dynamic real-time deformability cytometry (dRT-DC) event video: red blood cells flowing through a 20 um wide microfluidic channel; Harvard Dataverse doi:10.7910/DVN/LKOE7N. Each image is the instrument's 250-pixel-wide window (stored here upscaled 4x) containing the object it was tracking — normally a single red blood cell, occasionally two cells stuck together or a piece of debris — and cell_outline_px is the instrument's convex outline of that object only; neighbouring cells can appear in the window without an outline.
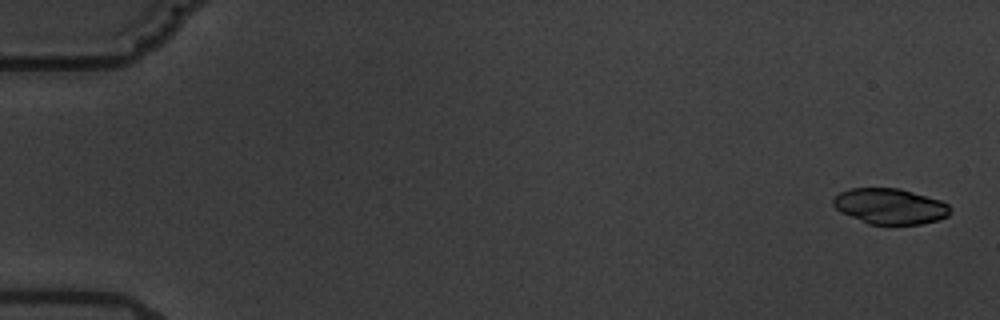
{"species": "common noctule bat (a hibernating species)", "species_latin": "Nyctalus noctula", "temperature_condition": "warm", "stored_images_in_passage": 4, "camera_frame_rate_fps": 3000, "um_per_image_px": 0.085, "animal": {"sex": "male", "body_mass_g": 19.5, "forearm_length_mm": 54.6}, "frame": {"image": 1, "passage_image": 1, "time_ms": 0.0, "image_size_px": [1000, 320], "cell_outline_px": [[952, 208], [948, 216], [936, 220], [920, 224], [868, 224], [840, 212], [832, 204], [832, 200], [840, 192], [848, 188], [900, 188], [940, 200], [948, 204]], "centroid_in_image_um": [75.64, 17.52], "position_along_channel_um": 9.4, "area_um2": 24.33}}